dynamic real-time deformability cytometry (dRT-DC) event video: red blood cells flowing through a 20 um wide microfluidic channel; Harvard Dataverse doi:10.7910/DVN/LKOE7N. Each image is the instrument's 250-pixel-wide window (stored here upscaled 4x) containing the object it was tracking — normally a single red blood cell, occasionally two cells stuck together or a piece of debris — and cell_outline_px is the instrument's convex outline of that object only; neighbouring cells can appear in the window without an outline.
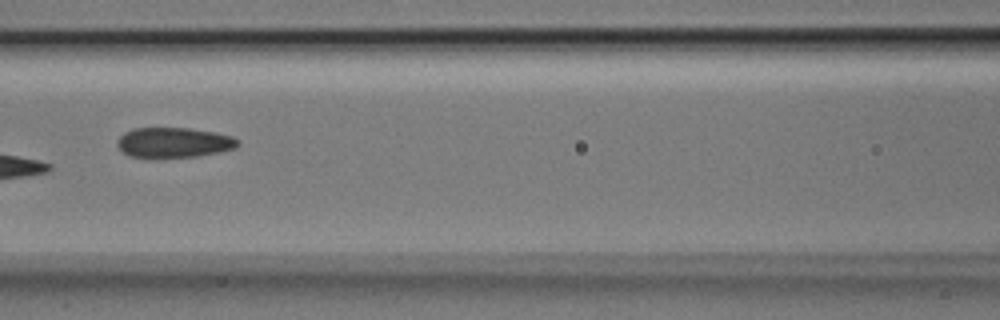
{"species": "Egyptian fruit bat (a non-hibernating species)", "species_latin": "Rousettus aegyptiacus", "temperature_condition": "room temperature", "stored_images_in_passage": 7, "camera_frame_rate_fps": 3000, "um_per_image_px": 0.085, "animal": {"sex": "male"}, "frame": {"image": 1, "passage_image": 6, "time_ms": 1.667, "image_size_px": [1000, 320], "cell_outline_px": [[240, 144], [236, 148], [220, 152], [196, 156], [128, 156], [116, 144], [116, 140], [124, 132], [132, 128], [188, 128], [216, 132], [232, 136], [240, 140]], "centroid_in_image_um": [14.81, 12.09], "position_along_channel_um": 151.8, "area_um2": 20.98}}
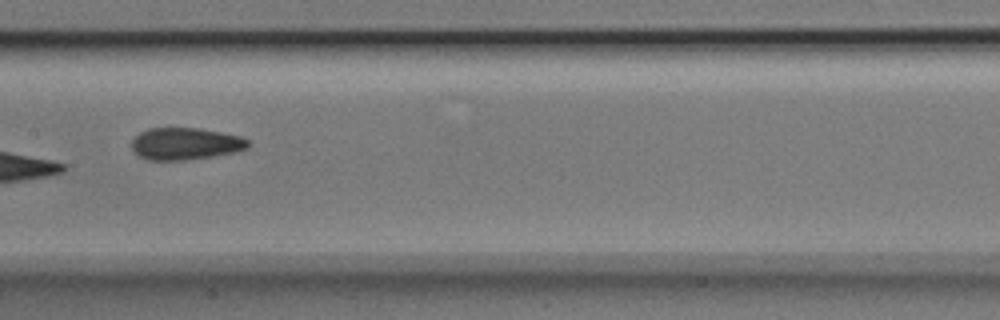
{"frame": {"image": 2, "passage_image": 7, "time_ms": 2.0, "image_size_px": [1000, 320], "cell_outline_px": [[248, 148], [236, 152], [188, 160], [148, 160], [140, 156], [132, 148], [132, 140], [140, 132], [148, 128], [200, 128], [240, 136], [248, 140]], "centroid_in_image_um": [15.76, 12.22], "position_along_channel_um": 191.6, "area_um2": 21.68}}